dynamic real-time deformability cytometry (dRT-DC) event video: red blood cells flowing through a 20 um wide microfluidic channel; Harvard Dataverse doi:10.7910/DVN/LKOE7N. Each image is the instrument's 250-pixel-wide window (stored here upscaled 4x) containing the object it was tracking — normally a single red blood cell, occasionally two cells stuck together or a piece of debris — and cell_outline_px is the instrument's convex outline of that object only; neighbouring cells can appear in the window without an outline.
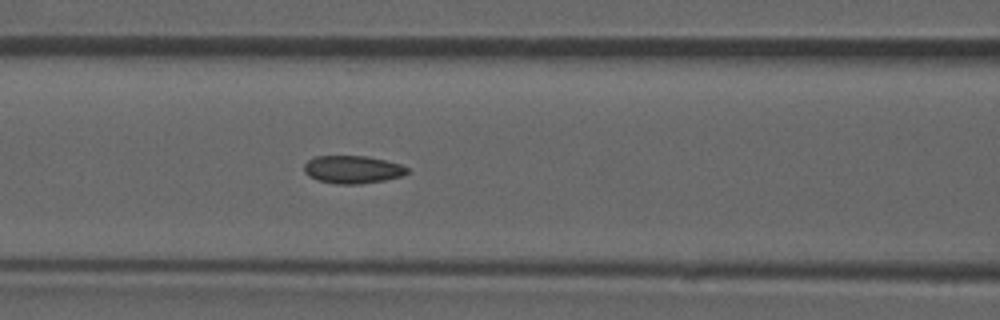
{"species": "common noctule bat (a hibernating species)", "species_latin": "Nyctalus noctula", "temperature_condition": "room temperature", "stored_images_in_passage": 41, "camera_frame_rate_fps": 3000, "um_per_image_px": 0.085, "animal": {"sex": "male", "forearm_length_mm": 52.5}, "frame": {"image": 1, "passage_image": 12, "time_ms": 3.667, "image_size_px": [1000, 320], "cell_outline_px": [[408, 172], [404, 176], [384, 180], [360, 184], [336, 184], [316, 180], [308, 176], [304, 172], [304, 164], [308, 160], [316, 156], [364, 156], [384, 160], [400, 164], [408, 168]], "centroid_in_image_um": [29.95, 14.42], "position_along_channel_um": 136.7, "area_um2": 16.76}, "authors_computed_cell_mechanics": {"area_um2": 16.6464, "velocity_mm_per_s": 3.8591, "shape_relaxation_time_tau1_ms": null, "shape_relaxation_time_tau2_ms": 1.3228, "deformation_change_tau1": null, "deformation_change_tau2": 0.059}}